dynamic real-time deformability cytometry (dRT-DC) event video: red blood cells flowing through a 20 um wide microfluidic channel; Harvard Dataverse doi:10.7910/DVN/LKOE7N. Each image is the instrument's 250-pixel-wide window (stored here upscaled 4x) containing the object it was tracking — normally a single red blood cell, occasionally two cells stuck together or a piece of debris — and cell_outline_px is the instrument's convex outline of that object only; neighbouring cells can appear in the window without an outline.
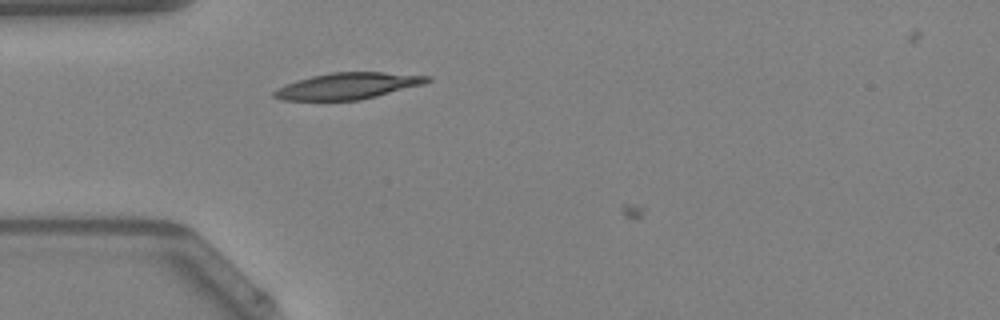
{"species": "Egyptian fruit bat (a non-hibernating species)", "species_latin": "Rousettus aegyptiacus", "temperature_condition": "warm", "stored_images_in_passage": 12, "camera_frame_rate_fps": 3000, "um_per_image_px": 0.085, "animal": {"sex": "female"}, "frame": {"image": 1, "passage_image": 11, "time_ms": 3.333, "image_size_px": [1000, 320], "cell_outline_px": [[432, 80], [424, 84], [360, 100], [280, 100], [272, 96], [272, 92], [276, 88], [284, 84], [296, 80], [312, 76], [332, 72], [384, 72], [432, 76]], "centroid_in_image_um": [29.54, 7.3], "position_along_channel_um": 55.5, "area_um2": 23.64}}